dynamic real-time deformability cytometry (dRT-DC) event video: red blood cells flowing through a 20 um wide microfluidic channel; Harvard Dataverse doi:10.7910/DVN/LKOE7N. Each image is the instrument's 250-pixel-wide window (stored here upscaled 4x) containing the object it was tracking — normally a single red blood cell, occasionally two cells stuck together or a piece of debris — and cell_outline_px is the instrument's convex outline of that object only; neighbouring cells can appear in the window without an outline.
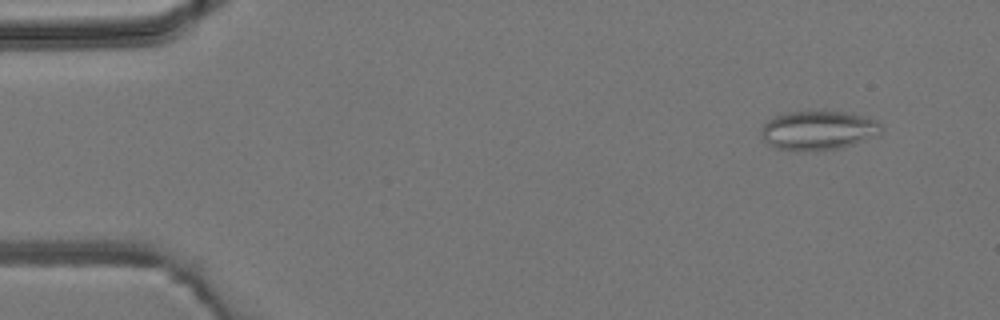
{"species": "common noctule bat (a hibernating species)", "species_latin": "Nyctalus noctula", "temperature_condition": "room temperature", "stored_images_in_passage": 4, "camera_frame_rate_fps": 3000, "um_per_image_px": 0.085, "animal": {"sex": "male", "body_mass_g": 19.2, "forearm_length_mm": 51.8}, "frame": {"image": 1, "passage_image": 1, "time_ms": 0.0, "image_size_px": [1000, 320], "cell_outline_px": [[884, 128], [880, 136], [840, 148], [816, 152], [800, 152], [776, 148], [768, 144], [764, 140], [760, 132], [760, 128], [768, 120], [776, 116], [788, 112], [844, 112], [876, 120]], "centroid_in_image_um": [69.56, 11.12], "position_along_channel_um": 15.4, "area_um2": 27.74}}
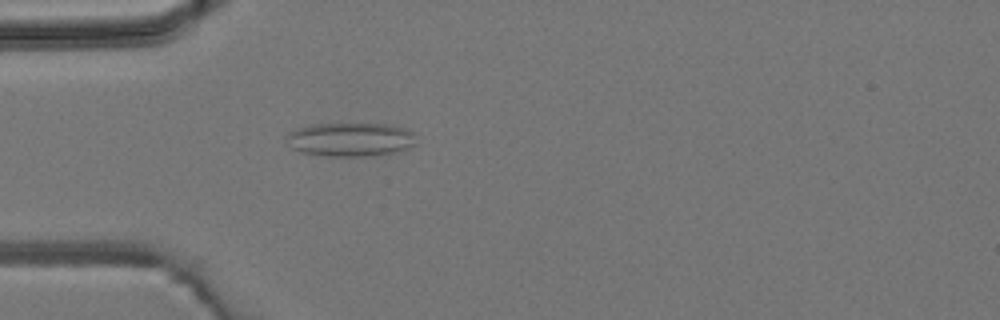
{"frame": {"image": 2, "passage_image": 4, "time_ms": 3.333, "image_size_px": [1000, 320], "cell_outline_px": [[416, 144], [408, 148], [392, 152], [372, 156], [324, 156], [300, 152], [292, 148], [284, 136], [288, 132], [312, 124], [388, 124], [404, 128], [412, 132]], "centroid_in_image_um": [29.75, 11.86], "position_along_channel_um": 55.2, "area_um2": 25.49}}